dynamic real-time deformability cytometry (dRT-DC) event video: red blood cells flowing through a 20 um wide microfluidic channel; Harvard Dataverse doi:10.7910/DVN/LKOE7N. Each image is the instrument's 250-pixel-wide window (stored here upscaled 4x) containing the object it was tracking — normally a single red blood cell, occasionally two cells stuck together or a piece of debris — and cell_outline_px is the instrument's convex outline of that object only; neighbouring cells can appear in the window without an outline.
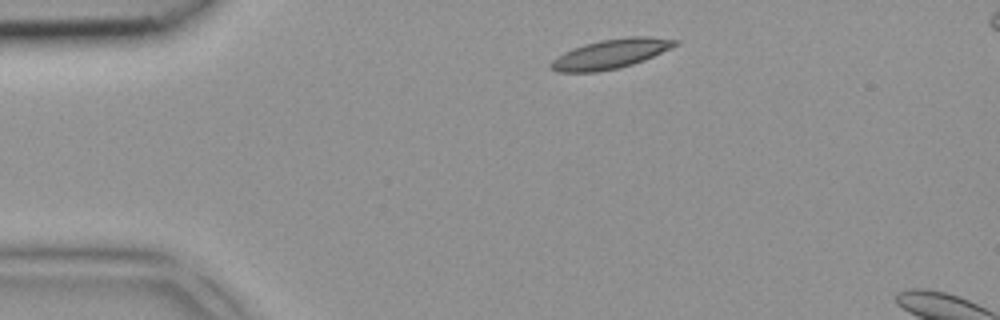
{"species": "common noctule bat (a hibernating species)", "species_latin": "Nyctalus noctula", "temperature_condition": "room temperature", "stored_images_in_passage": 5, "segment_of_instrument_passage": [2, 2], "camera_frame_rate_fps": 3000, "um_per_image_px": 0.085, "animal": {"sex": "female", "body_mass_g": 18.4}, "frame": {"image": 1, "passage_image": 5, "time_ms": 1.333, "image_size_px": [1000, 320], "cell_outline_px": [[680, 44], [644, 60], [620, 68], [600, 72], [556, 72], [548, 68], [548, 64], [556, 56], [572, 48], [584, 44], [600, 40], [628, 36], [652, 36], [680, 40]], "centroid_in_image_um": [51.89, 4.58], "position_along_channel_um": 33.1, "area_um2": 21.73}}